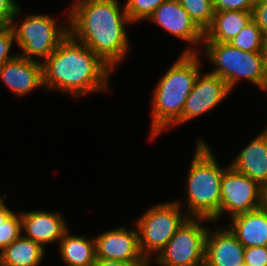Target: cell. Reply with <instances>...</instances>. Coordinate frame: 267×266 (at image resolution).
<instances>
[{"label":"cell","mask_w":267,"mask_h":266,"mask_svg":"<svg viewBox=\"0 0 267 266\" xmlns=\"http://www.w3.org/2000/svg\"><path fill=\"white\" fill-rule=\"evenodd\" d=\"M252 20L267 35V0H256L252 10Z\"/></svg>","instance_id":"cell-29"},{"label":"cell","mask_w":267,"mask_h":266,"mask_svg":"<svg viewBox=\"0 0 267 266\" xmlns=\"http://www.w3.org/2000/svg\"><path fill=\"white\" fill-rule=\"evenodd\" d=\"M260 207L267 211V183L261 186V205Z\"/></svg>","instance_id":"cell-32"},{"label":"cell","mask_w":267,"mask_h":266,"mask_svg":"<svg viewBox=\"0 0 267 266\" xmlns=\"http://www.w3.org/2000/svg\"><path fill=\"white\" fill-rule=\"evenodd\" d=\"M14 41V34L10 26L0 28V67L17 55V53L10 54Z\"/></svg>","instance_id":"cell-25"},{"label":"cell","mask_w":267,"mask_h":266,"mask_svg":"<svg viewBox=\"0 0 267 266\" xmlns=\"http://www.w3.org/2000/svg\"><path fill=\"white\" fill-rule=\"evenodd\" d=\"M44 88L80 97L109 90L112 69L90 48L68 34L42 62Z\"/></svg>","instance_id":"cell-2"},{"label":"cell","mask_w":267,"mask_h":266,"mask_svg":"<svg viewBox=\"0 0 267 266\" xmlns=\"http://www.w3.org/2000/svg\"><path fill=\"white\" fill-rule=\"evenodd\" d=\"M21 235V213L13 212L0 225V252Z\"/></svg>","instance_id":"cell-24"},{"label":"cell","mask_w":267,"mask_h":266,"mask_svg":"<svg viewBox=\"0 0 267 266\" xmlns=\"http://www.w3.org/2000/svg\"><path fill=\"white\" fill-rule=\"evenodd\" d=\"M202 47L208 61L217 67L210 73L222 79L231 91L240 79L245 78L267 92L265 52L242 51L229 42H203Z\"/></svg>","instance_id":"cell-5"},{"label":"cell","mask_w":267,"mask_h":266,"mask_svg":"<svg viewBox=\"0 0 267 266\" xmlns=\"http://www.w3.org/2000/svg\"><path fill=\"white\" fill-rule=\"evenodd\" d=\"M67 230L59 241V252L67 266H92L96 258L95 239L76 236Z\"/></svg>","instance_id":"cell-19"},{"label":"cell","mask_w":267,"mask_h":266,"mask_svg":"<svg viewBox=\"0 0 267 266\" xmlns=\"http://www.w3.org/2000/svg\"><path fill=\"white\" fill-rule=\"evenodd\" d=\"M245 266H267V246H254L244 250Z\"/></svg>","instance_id":"cell-27"},{"label":"cell","mask_w":267,"mask_h":266,"mask_svg":"<svg viewBox=\"0 0 267 266\" xmlns=\"http://www.w3.org/2000/svg\"><path fill=\"white\" fill-rule=\"evenodd\" d=\"M215 11H252L256 0H212Z\"/></svg>","instance_id":"cell-28"},{"label":"cell","mask_w":267,"mask_h":266,"mask_svg":"<svg viewBox=\"0 0 267 266\" xmlns=\"http://www.w3.org/2000/svg\"><path fill=\"white\" fill-rule=\"evenodd\" d=\"M179 39L191 43L183 53H199L196 46L204 40V32L190 18L188 12L179 4L178 0H167L160 4L147 19ZM192 45L194 48H192Z\"/></svg>","instance_id":"cell-10"},{"label":"cell","mask_w":267,"mask_h":266,"mask_svg":"<svg viewBox=\"0 0 267 266\" xmlns=\"http://www.w3.org/2000/svg\"><path fill=\"white\" fill-rule=\"evenodd\" d=\"M197 147L187 175L186 213L217 223L220 220L221 182L227 167H221L204 140Z\"/></svg>","instance_id":"cell-4"},{"label":"cell","mask_w":267,"mask_h":266,"mask_svg":"<svg viewBox=\"0 0 267 266\" xmlns=\"http://www.w3.org/2000/svg\"><path fill=\"white\" fill-rule=\"evenodd\" d=\"M207 218L188 217L154 258L161 266H199L205 261V241L209 228L201 222Z\"/></svg>","instance_id":"cell-8"},{"label":"cell","mask_w":267,"mask_h":266,"mask_svg":"<svg viewBox=\"0 0 267 266\" xmlns=\"http://www.w3.org/2000/svg\"><path fill=\"white\" fill-rule=\"evenodd\" d=\"M265 53L267 54V35H266V38H265Z\"/></svg>","instance_id":"cell-34"},{"label":"cell","mask_w":267,"mask_h":266,"mask_svg":"<svg viewBox=\"0 0 267 266\" xmlns=\"http://www.w3.org/2000/svg\"><path fill=\"white\" fill-rule=\"evenodd\" d=\"M199 266H210L207 263L203 262L202 264H200Z\"/></svg>","instance_id":"cell-36"},{"label":"cell","mask_w":267,"mask_h":266,"mask_svg":"<svg viewBox=\"0 0 267 266\" xmlns=\"http://www.w3.org/2000/svg\"><path fill=\"white\" fill-rule=\"evenodd\" d=\"M251 20L252 11H215L211 25L204 32L203 42H229Z\"/></svg>","instance_id":"cell-18"},{"label":"cell","mask_w":267,"mask_h":266,"mask_svg":"<svg viewBox=\"0 0 267 266\" xmlns=\"http://www.w3.org/2000/svg\"><path fill=\"white\" fill-rule=\"evenodd\" d=\"M95 239L96 258L124 262H148L139 246L138 229L126 230V227L102 232Z\"/></svg>","instance_id":"cell-12"},{"label":"cell","mask_w":267,"mask_h":266,"mask_svg":"<svg viewBox=\"0 0 267 266\" xmlns=\"http://www.w3.org/2000/svg\"><path fill=\"white\" fill-rule=\"evenodd\" d=\"M201 74H198L194 87L185 101L182 124L212 110L230 94L231 90L227 84L217 75L210 72Z\"/></svg>","instance_id":"cell-11"},{"label":"cell","mask_w":267,"mask_h":266,"mask_svg":"<svg viewBox=\"0 0 267 266\" xmlns=\"http://www.w3.org/2000/svg\"><path fill=\"white\" fill-rule=\"evenodd\" d=\"M209 228L205 241V263L210 266H245V247L228 228ZM212 230V231H211Z\"/></svg>","instance_id":"cell-15"},{"label":"cell","mask_w":267,"mask_h":266,"mask_svg":"<svg viewBox=\"0 0 267 266\" xmlns=\"http://www.w3.org/2000/svg\"><path fill=\"white\" fill-rule=\"evenodd\" d=\"M14 21L10 27L16 44L23 51L18 55L33 61L42 62L41 57L44 62L69 34L68 23L60 25L53 17L42 13L27 15L20 26Z\"/></svg>","instance_id":"cell-6"},{"label":"cell","mask_w":267,"mask_h":266,"mask_svg":"<svg viewBox=\"0 0 267 266\" xmlns=\"http://www.w3.org/2000/svg\"><path fill=\"white\" fill-rule=\"evenodd\" d=\"M120 7L117 0H75L67 16L69 34L112 70L130 47L125 25L132 22Z\"/></svg>","instance_id":"cell-1"},{"label":"cell","mask_w":267,"mask_h":266,"mask_svg":"<svg viewBox=\"0 0 267 266\" xmlns=\"http://www.w3.org/2000/svg\"><path fill=\"white\" fill-rule=\"evenodd\" d=\"M198 53H181L162 75L152 93L151 140L161 132L182 124L185 101L201 72Z\"/></svg>","instance_id":"cell-3"},{"label":"cell","mask_w":267,"mask_h":266,"mask_svg":"<svg viewBox=\"0 0 267 266\" xmlns=\"http://www.w3.org/2000/svg\"><path fill=\"white\" fill-rule=\"evenodd\" d=\"M188 217L181 213L180 201H169L152 206L136 220L140 250L150 265L152 254H159Z\"/></svg>","instance_id":"cell-7"},{"label":"cell","mask_w":267,"mask_h":266,"mask_svg":"<svg viewBox=\"0 0 267 266\" xmlns=\"http://www.w3.org/2000/svg\"><path fill=\"white\" fill-rule=\"evenodd\" d=\"M260 186L267 183V136L261 132L229 164Z\"/></svg>","instance_id":"cell-16"},{"label":"cell","mask_w":267,"mask_h":266,"mask_svg":"<svg viewBox=\"0 0 267 266\" xmlns=\"http://www.w3.org/2000/svg\"><path fill=\"white\" fill-rule=\"evenodd\" d=\"M65 222L61 213L56 211L31 210L21 213L23 236L40 244L43 248L52 242L59 243L68 230Z\"/></svg>","instance_id":"cell-14"},{"label":"cell","mask_w":267,"mask_h":266,"mask_svg":"<svg viewBox=\"0 0 267 266\" xmlns=\"http://www.w3.org/2000/svg\"><path fill=\"white\" fill-rule=\"evenodd\" d=\"M0 266H9V265H6V264L0 262Z\"/></svg>","instance_id":"cell-37"},{"label":"cell","mask_w":267,"mask_h":266,"mask_svg":"<svg viewBox=\"0 0 267 266\" xmlns=\"http://www.w3.org/2000/svg\"><path fill=\"white\" fill-rule=\"evenodd\" d=\"M178 2L197 26L205 32L215 14L212 0H178Z\"/></svg>","instance_id":"cell-22"},{"label":"cell","mask_w":267,"mask_h":266,"mask_svg":"<svg viewBox=\"0 0 267 266\" xmlns=\"http://www.w3.org/2000/svg\"><path fill=\"white\" fill-rule=\"evenodd\" d=\"M265 38L261 29L251 20L229 43L246 52H265Z\"/></svg>","instance_id":"cell-21"},{"label":"cell","mask_w":267,"mask_h":266,"mask_svg":"<svg viewBox=\"0 0 267 266\" xmlns=\"http://www.w3.org/2000/svg\"><path fill=\"white\" fill-rule=\"evenodd\" d=\"M228 227L245 247L267 246V211L261 207L230 218Z\"/></svg>","instance_id":"cell-17"},{"label":"cell","mask_w":267,"mask_h":266,"mask_svg":"<svg viewBox=\"0 0 267 266\" xmlns=\"http://www.w3.org/2000/svg\"><path fill=\"white\" fill-rule=\"evenodd\" d=\"M260 205L261 186L228 165L221 182L220 218L225 212H228L231 218L256 210Z\"/></svg>","instance_id":"cell-9"},{"label":"cell","mask_w":267,"mask_h":266,"mask_svg":"<svg viewBox=\"0 0 267 266\" xmlns=\"http://www.w3.org/2000/svg\"><path fill=\"white\" fill-rule=\"evenodd\" d=\"M2 194H0V204L4 201V199L7 197V194H3L1 197Z\"/></svg>","instance_id":"cell-33"},{"label":"cell","mask_w":267,"mask_h":266,"mask_svg":"<svg viewBox=\"0 0 267 266\" xmlns=\"http://www.w3.org/2000/svg\"><path fill=\"white\" fill-rule=\"evenodd\" d=\"M0 79L18 97L44 87L42 62L16 55L0 67Z\"/></svg>","instance_id":"cell-13"},{"label":"cell","mask_w":267,"mask_h":266,"mask_svg":"<svg viewBox=\"0 0 267 266\" xmlns=\"http://www.w3.org/2000/svg\"><path fill=\"white\" fill-rule=\"evenodd\" d=\"M45 249L21 235L0 252V262L9 266H39Z\"/></svg>","instance_id":"cell-20"},{"label":"cell","mask_w":267,"mask_h":266,"mask_svg":"<svg viewBox=\"0 0 267 266\" xmlns=\"http://www.w3.org/2000/svg\"><path fill=\"white\" fill-rule=\"evenodd\" d=\"M13 211L10 210L9 207L5 204V201H3L0 204V225L3 223L11 214Z\"/></svg>","instance_id":"cell-31"},{"label":"cell","mask_w":267,"mask_h":266,"mask_svg":"<svg viewBox=\"0 0 267 266\" xmlns=\"http://www.w3.org/2000/svg\"><path fill=\"white\" fill-rule=\"evenodd\" d=\"M167 0H127L124 4L126 14L132 24L141 20H147L155 9Z\"/></svg>","instance_id":"cell-23"},{"label":"cell","mask_w":267,"mask_h":266,"mask_svg":"<svg viewBox=\"0 0 267 266\" xmlns=\"http://www.w3.org/2000/svg\"><path fill=\"white\" fill-rule=\"evenodd\" d=\"M262 132L267 136V125H266L265 129L262 130Z\"/></svg>","instance_id":"cell-35"},{"label":"cell","mask_w":267,"mask_h":266,"mask_svg":"<svg viewBox=\"0 0 267 266\" xmlns=\"http://www.w3.org/2000/svg\"><path fill=\"white\" fill-rule=\"evenodd\" d=\"M92 266H150L149 262H124L95 258Z\"/></svg>","instance_id":"cell-30"},{"label":"cell","mask_w":267,"mask_h":266,"mask_svg":"<svg viewBox=\"0 0 267 266\" xmlns=\"http://www.w3.org/2000/svg\"><path fill=\"white\" fill-rule=\"evenodd\" d=\"M20 12L21 7L14 0H0V28L9 27Z\"/></svg>","instance_id":"cell-26"}]
</instances>
